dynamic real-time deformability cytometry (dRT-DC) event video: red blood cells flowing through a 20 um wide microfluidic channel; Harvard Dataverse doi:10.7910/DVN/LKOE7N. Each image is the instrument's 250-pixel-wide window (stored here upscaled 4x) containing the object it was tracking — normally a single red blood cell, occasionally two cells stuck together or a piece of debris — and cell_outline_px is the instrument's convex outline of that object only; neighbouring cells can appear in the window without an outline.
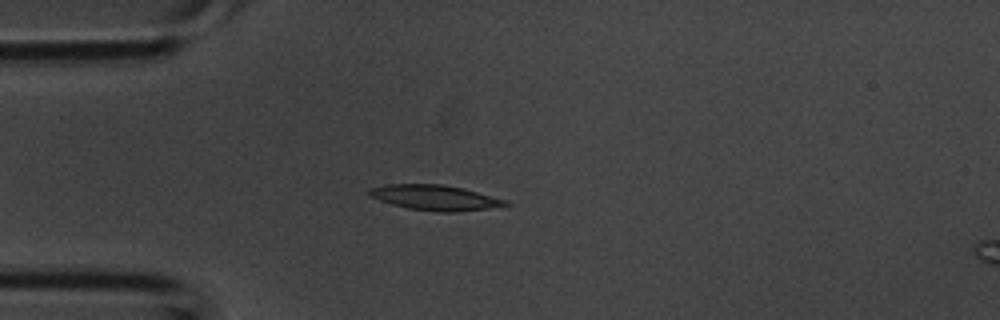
{"species": "common noctule bat (a hibernating species)", "species_latin": "Nyctalus noctula", "temperature_condition": "room temperature", "stored_images_in_passage": 3, "camera_frame_rate_fps": 3000, "um_per_image_px": 0.085, "animal": {"sex": "male", "body_mass_g": 20.1, "forearm_length_mm": 53.5}, "frame": {"image": 1, "passage_image": 2, "time_ms": 0.333, "image_size_px": [1000, 320], "cell_outline_px": [[512, 204], [488, 208], [456, 212], [440, 212], [408, 208], [392, 204], [368, 196], [368, 188], [388, 184], [444, 184], [464, 188], [504, 200]], "centroid_in_image_um": [36.93, 16.79], "position_along_channel_um": 48.1, "area_um2": 19.88}}